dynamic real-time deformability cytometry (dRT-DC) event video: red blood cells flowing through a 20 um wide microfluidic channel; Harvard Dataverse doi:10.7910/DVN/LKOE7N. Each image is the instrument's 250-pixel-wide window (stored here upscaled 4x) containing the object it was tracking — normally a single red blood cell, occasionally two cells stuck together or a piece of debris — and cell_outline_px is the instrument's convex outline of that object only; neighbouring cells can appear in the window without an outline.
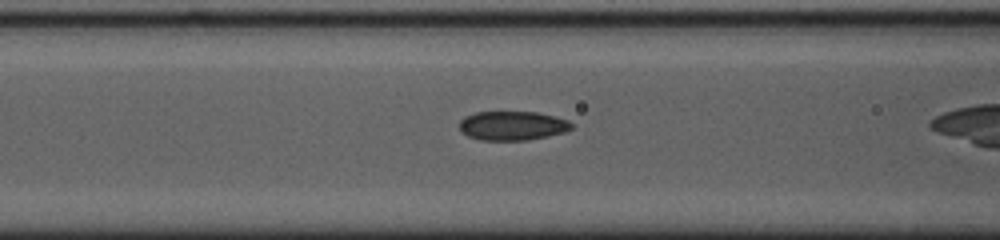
{"species": "common noctule bat (a hibernating species)", "species_latin": "Nyctalus noctula", "temperature_condition": "cold", "stored_images_in_passage": 29, "camera_frame_rate_fps": 3000, "um_per_image_px": 0.085, "animal": {"sex": "female", "body_mass_g": 23.0, "forearm_length_mm": 53.4}, "frame": {"image": 1, "passage_image": 8, "time_ms": 2.333, "image_size_px": [1000, 240], "cell_outline_px": [[572, 128], [564, 132], [548, 136], [528, 140], [480, 140], [468, 136], [460, 128], [460, 120], [464, 116], [476, 112], [536, 112], [556, 116], [568, 120], [572, 124]], "centroid_in_image_um": [43.57, 10.68], "position_along_channel_um": 123.0, "area_um2": 19.02}}
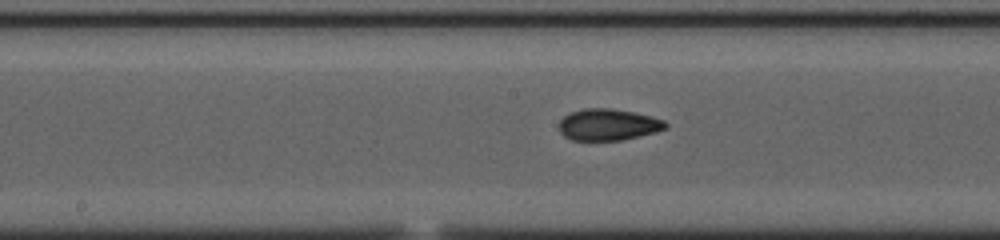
{"frame": {"image": 2, "passage_image": 14, "time_ms": 4.333, "image_size_px": [1000, 240], "cell_outline_px": [[668, 128], [656, 132], [620, 140], [572, 140], [564, 136], [560, 132], [560, 120], [568, 112], [584, 108], [612, 108], [652, 116], [664, 120], [668, 124]], "centroid_in_image_um": [51.7, 10.58], "position_along_channel_um": 196.5, "area_um2": 19.65}}
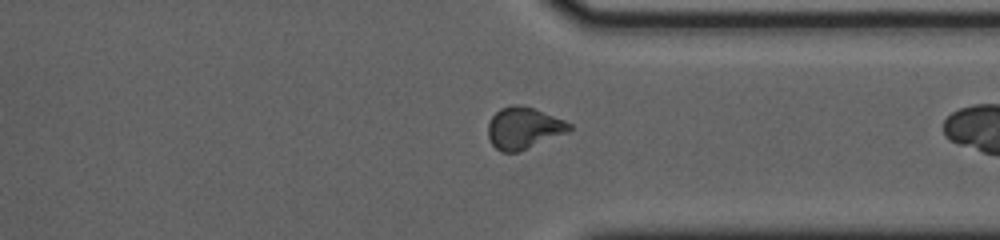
{"frame": {"image": 3, "passage_image": 28, "time_ms": 9.0, "image_size_px": [1000, 240], "cell_outline_px": [[572, 128], [568, 132], [520, 152], [500, 152], [488, 140], [488, 124], [492, 116], [500, 108], [512, 104], [516, 104], [532, 108], [564, 120], [572, 124]], "centroid_in_image_um": [44.49, 10.9], "position_along_channel_um": 366.9, "area_um2": 19.83}}